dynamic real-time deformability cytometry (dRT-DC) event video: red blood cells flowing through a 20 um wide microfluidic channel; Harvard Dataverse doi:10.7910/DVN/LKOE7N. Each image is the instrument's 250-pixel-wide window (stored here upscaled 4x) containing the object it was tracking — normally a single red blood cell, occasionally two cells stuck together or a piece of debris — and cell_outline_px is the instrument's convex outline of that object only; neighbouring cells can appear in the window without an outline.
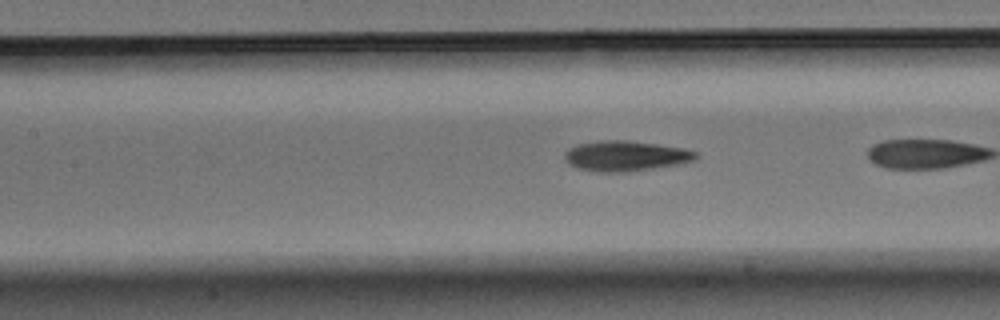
{"species": "Egyptian fruit bat (a non-hibernating species)", "species_latin": "Rousettus aegyptiacus", "temperature_condition": "warm", "stored_images_in_passage": 27, "camera_frame_rate_fps": 3000, "um_per_image_px": 0.085, "animal": {"sex": "male"}, "frame": {"image": 1, "passage_image": 8, "time_ms": 2.333, "image_size_px": [1000, 320], "cell_outline_px": [[696, 160], [684, 164], [624, 172], [596, 172], [580, 168], [568, 164], [564, 156], [564, 152], [568, 148], [580, 144], [600, 140], [624, 140], [656, 144], [684, 148], [696, 152]], "centroid_in_image_um": [53.19, 13.26], "position_along_channel_um": 154.2, "area_um2": 23.18}}